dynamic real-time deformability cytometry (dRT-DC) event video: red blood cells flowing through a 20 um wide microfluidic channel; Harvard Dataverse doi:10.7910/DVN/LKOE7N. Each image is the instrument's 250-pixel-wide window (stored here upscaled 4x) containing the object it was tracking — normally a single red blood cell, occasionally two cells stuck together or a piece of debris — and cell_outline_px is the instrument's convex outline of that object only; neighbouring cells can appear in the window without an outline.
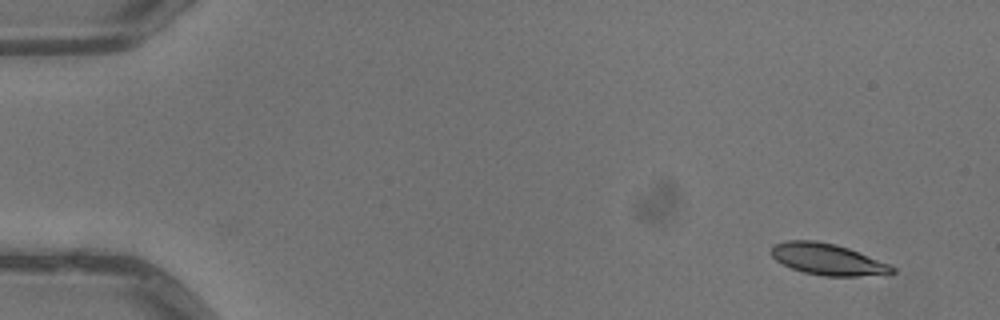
{"species": "common noctule bat (a hibernating species)", "species_latin": "Nyctalus noctula", "temperature_condition": "warm", "stored_images_in_passage": 5, "camera_frame_rate_fps": 3000, "um_per_image_px": 0.085, "animal": {"sex": "male", "body_mass_g": 13.3}, "frame": {"image": 1, "passage_image": 1, "time_ms": 0.0, "image_size_px": [1000, 320], "cell_outline_px": [[896, 272], [888, 276], [824, 276], [804, 272], [792, 268], [776, 260], [772, 256], [772, 244], [784, 240], [816, 240], [836, 244], [848, 248], [888, 264], [896, 268]], "centroid_in_image_um": [70.39, 22.05], "position_along_channel_um": 14.6, "area_um2": 22.31}}
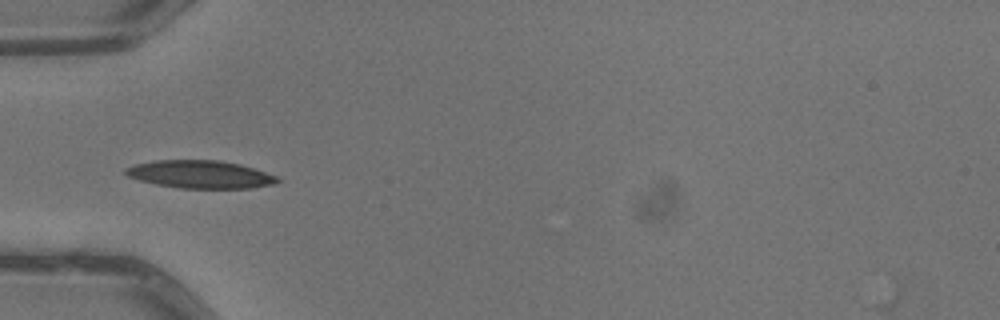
{"frame": {"image": 2, "passage_image": 4, "time_ms": 1.0, "image_size_px": [1000, 320], "cell_outline_px": [[280, 180], [272, 184], [252, 188], [180, 188], [156, 184], [140, 180], [128, 176], [124, 172], [124, 168], [136, 164], [152, 160], [220, 160], [240, 164], [276, 176]], "centroid_in_image_um": [16.98, 14.81], "position_along_channel_um": 68.0, "area_um2": 24.45}}
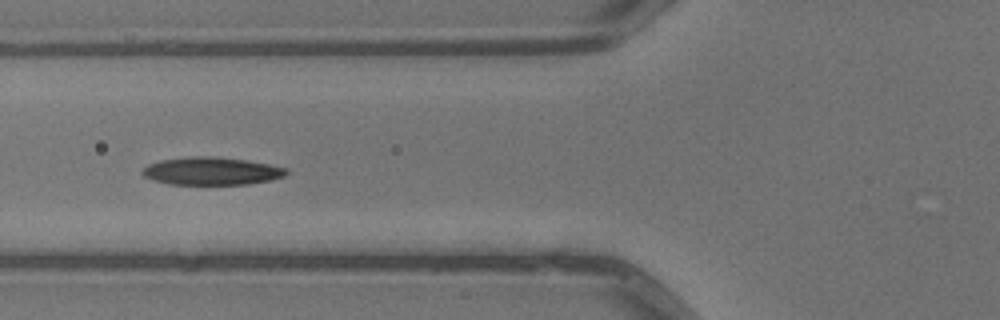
{"frame": {"image": 3, "passage_image": 5, "time_ms": 1.333, "image_size_px": [1000, 320], "cell_outline_px": [[288, 172], [284, 176], [272, 180], [248, 184], [168, 184], [152, 180], [144, 176], [140, 172], [148, 164], [160, 160], [192, 156], [216, 156], [248, 160], [288, 168]], "centroid_in_image_um": [17.98, 14.53], "position_along_channel_um": 107.8, "area_um2": 23.47}}